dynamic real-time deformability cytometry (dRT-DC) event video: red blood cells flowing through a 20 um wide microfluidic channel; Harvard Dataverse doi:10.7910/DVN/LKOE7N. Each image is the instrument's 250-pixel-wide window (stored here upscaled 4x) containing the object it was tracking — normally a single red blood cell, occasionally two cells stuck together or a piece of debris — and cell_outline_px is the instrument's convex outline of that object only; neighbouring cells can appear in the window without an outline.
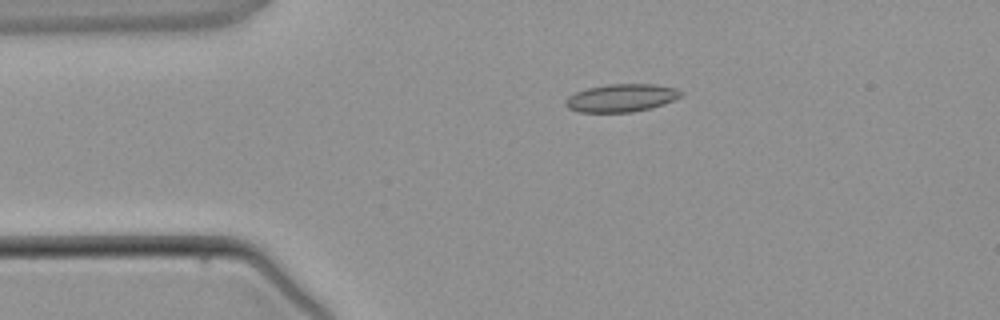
{"species": "common noctule bat (a hibernating species)", "species_latin": "Nyctalus noctula", "temperature_condition": "warm", "stored_images_in_passage": 4, "camera_frame_rate_fps": 3000, "um_per_image_px": 0.085, "animal": {"sex": "male", "body_mass_g": 21.5, "forearm_length_mm": 52.0}, "frame": {"image": 1, "passage_image": 3, "time_ms": 2.333, "image_size_px": [1000, 320], "cell_outline_px": [[684, 92], [680, 96], [664, 104], [652, 108], [632, 112], [580, 112], [568, 108], [564, 104], [564, 100], [568, 96], [576, 92], [588, 88], [608, 84], [656, 84], [676, 88]], "centroid_in_image_um": [52.81, 8.32], "position_along_channel_um": 32.2, "area_um2": 18.79}}